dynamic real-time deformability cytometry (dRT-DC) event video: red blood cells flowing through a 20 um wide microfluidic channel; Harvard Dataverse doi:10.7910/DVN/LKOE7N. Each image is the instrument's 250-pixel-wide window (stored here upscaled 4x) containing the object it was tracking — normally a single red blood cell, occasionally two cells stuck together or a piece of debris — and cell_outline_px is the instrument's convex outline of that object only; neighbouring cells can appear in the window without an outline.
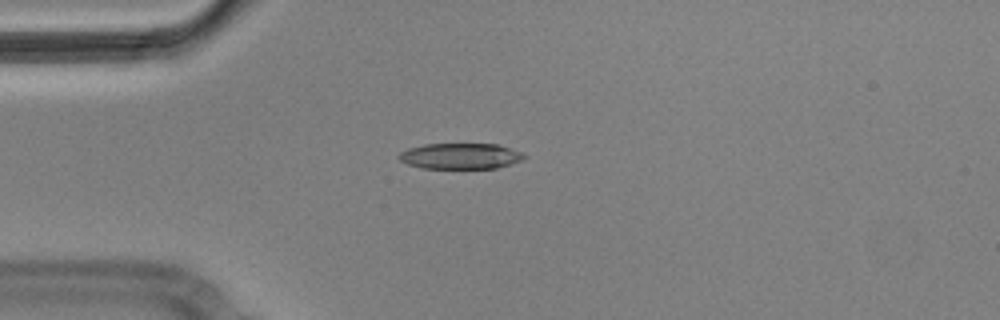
{"species": "Egyptian fruit bat (a non-hibernating species)", "species_latin": "Rousettus aegyptiacus", "temperature_condition": "cold", "stored_images_in_passage": 8, "camera_frame_rate_fps": 3000, "um_per_image_px": 0.085, "animal": {"sex": "male"}, "frame": {"image": 1, "passage_image": 2, "time_ms": 0.333, "image_size_px": [1000, 320], "cell_outline_px": [[528, 156], [524, 160], [496, 168], [424, 168], [408, 164], [400, 160], [396, 156], [400, 152], [408, 148], [424, 144], [496, 144], [520, 152]], "centroid_in_image_um": [39.13, 13.26], "position_along_channel_um": 45.9, "area_um2": 18.79}}
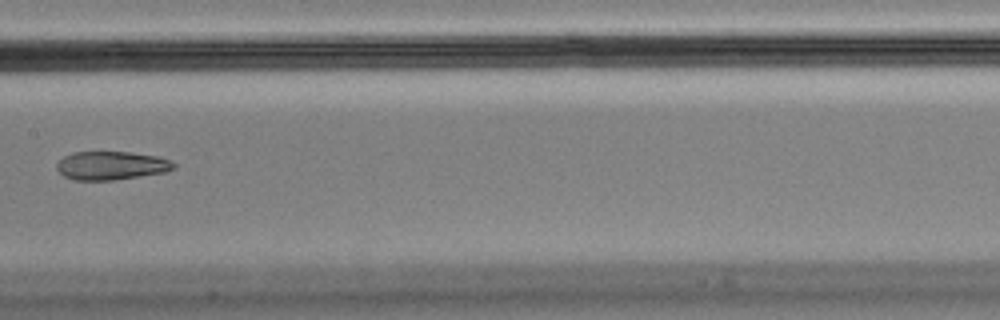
{"frame": {"image": 2, "passage_image": 6, "time_ms": 1.667, "image_size_px": [1000, 320], "cell_outline_px": [[176, 168], [164, 172], [140, 176], [112, 180], [76, 180], [64, 176], [56, 168], [56, 164], [64, 156], [72, 152], [128, 152], [160, 156], [176, 164]], "centroid_in_image_um": [9.46, 14.07], "position_along_channel_um": 197.9, "area_um2": 19.36}}
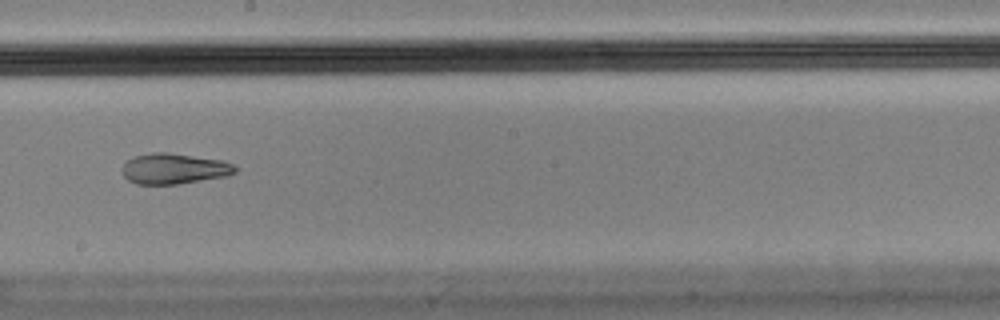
{"frame": {"image": 3, "passage_image": 7, "time_ms": 2.0, "image_size_px": [1000, 320], "cell_outline_px": [[240, 168], [236, 172], [228, 176], [176, 184], [136, 184], [128, 180], [124, 176], [120, 168], [132, 156], [152, 152], [168, 152], [224, 160]], "centroid_in_image_um": [14.81, 14.33], "position_along_channel_um": 233.4, "area_um2": 20.46}}